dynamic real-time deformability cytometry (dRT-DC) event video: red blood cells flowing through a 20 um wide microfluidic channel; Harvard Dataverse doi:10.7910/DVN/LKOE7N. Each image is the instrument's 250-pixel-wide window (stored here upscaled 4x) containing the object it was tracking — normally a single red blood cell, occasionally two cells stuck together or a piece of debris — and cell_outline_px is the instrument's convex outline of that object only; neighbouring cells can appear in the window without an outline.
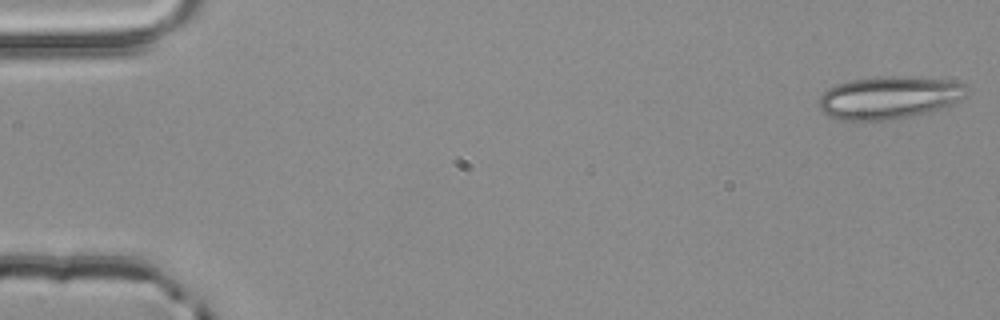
{"species": "common noctule bat (a hibernating species)", "species_latin": "Nyctalus noctula", "temperature_condition": "room temperature", "stored_images_in_passage": 3, "camera_frame_rate_fps": 3000, "um_per_image_px": 0.085, "animal": {"sex": "male", "body_mass_g": 20.4}, "frame": {"image": 1, "passage_image": 1, "time_ms": 0.0, "image_size_px": [1000, 320], "cell_outline_px": [[964, 96], [960, 100], [952, 104], [932, 112], [888, 120], [856, 124], [824, 116], [820, 112], [820, 96], [828, 88], [836, 84], [852, 80], [884, 76], [900, 76], [956, 80], [964, 84]], "centroid_in_image_um": [75.5, 8.34], "position_along_channel_um": 9.5, "area_um2": 37.57}}